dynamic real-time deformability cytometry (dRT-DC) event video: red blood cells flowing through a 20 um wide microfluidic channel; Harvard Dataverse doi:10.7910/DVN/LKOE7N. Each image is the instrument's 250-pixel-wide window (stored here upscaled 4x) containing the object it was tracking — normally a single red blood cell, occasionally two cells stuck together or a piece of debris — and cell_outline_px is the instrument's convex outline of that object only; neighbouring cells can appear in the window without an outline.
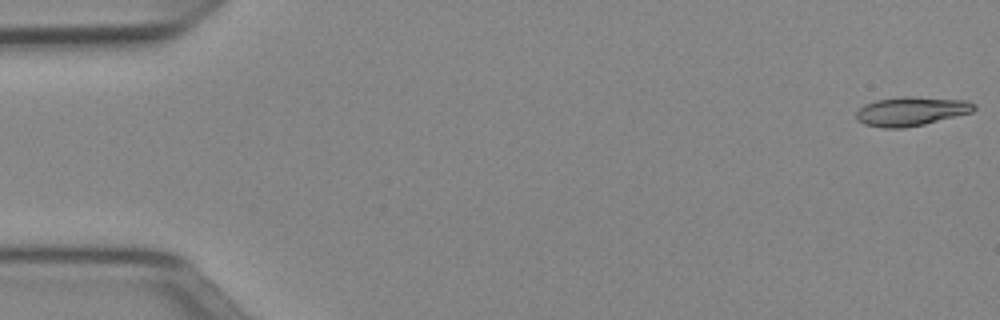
{"species": "Egyptian fruit bat (a non-hibernating species)", "species_latin": "Rousettus aegyptiacus", "temperature_condition": "cold", "stored_images_in_passage": 51, "camera_frame_rate_fps": 3000, "um_per_image_px": 0.085, "animal": {"sex": "female"}, "frame": {"image": 1, "passage_image": 1, "time_ms": 0.0, "image_size_px": [1000, 320], "cell_outline_px": [[976, 108], [972, 112], [924, 124], [904, 128], [884, 128], [864, 124], [856, 116], [856, 112], [864, 104], [876, 100], [900, 96], [912, 96], [968, 100], [976, 104]], "centroid_in_image_um": [77.47, 9.44], "position_along_channel_um": 7.5, "area_um2": 20.0}}
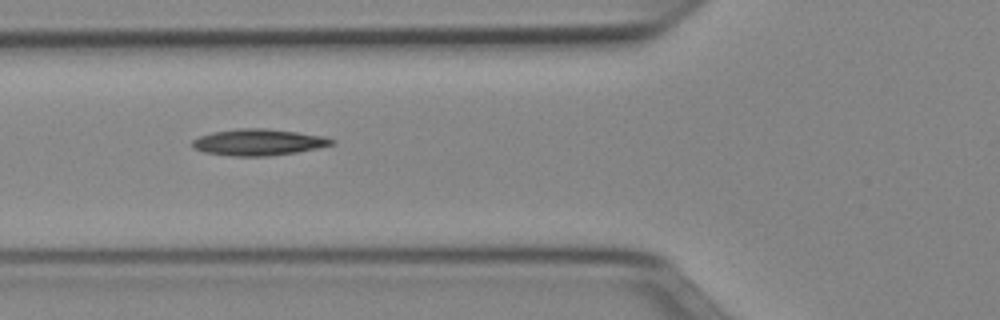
{"frame": {"image": 2, "passage_image": 19, "time_ms": 6.0, "image_size_px": [1000, 320], "cell_outline_px": [[336, 140], [332, 144], [316, 148], [296, 152], [268, 156], [232, 156], [204, 152], [192, 148], [192, 140], [200, 136], [212, 132], [240, 128], [264, 128], [296, 132], [324, 136]], "centroid_in_image_um": [21.93, 12.09], "position_along_channel_um": 103.9, "area_um2": 21.33}}
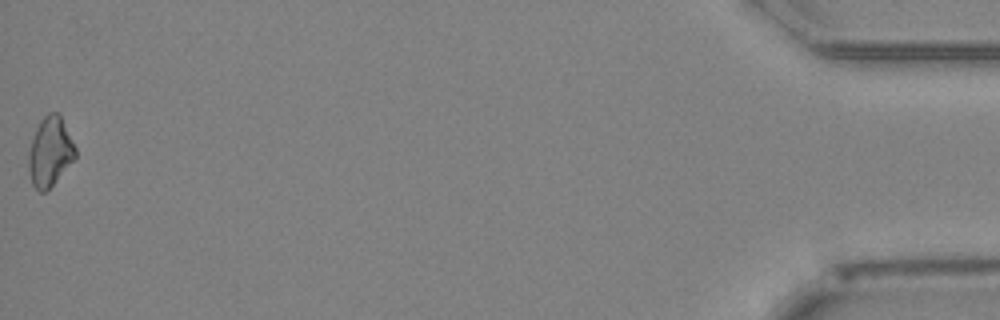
{"frame": {"image": 3, "passage_image": 51, "time_ms": 16.667, "image_size_px": [1000, 320], "cell_outline_px": [[76, 156], [52, 184], [44, 192], [40, 192], [32, 184], [28, 168], [28, 152], [36, 128], [40, 120], [48, 112], [60, 112], [76, 148]], "centroid_in_image_um": [4.24, 12.84], "position_along_channel_um": 431.0, "area_um2": 18.73}}